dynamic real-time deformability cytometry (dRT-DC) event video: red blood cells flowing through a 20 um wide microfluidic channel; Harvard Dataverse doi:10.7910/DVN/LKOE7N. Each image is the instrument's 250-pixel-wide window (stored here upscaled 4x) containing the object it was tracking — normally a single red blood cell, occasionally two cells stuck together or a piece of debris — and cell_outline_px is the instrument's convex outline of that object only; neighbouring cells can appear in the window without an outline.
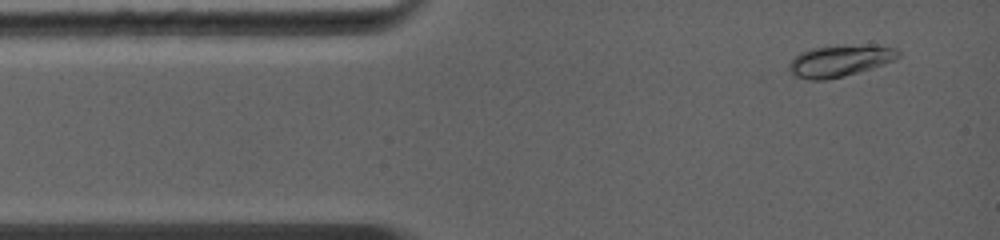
{"species": "common noctule bat (a hibernating species)", "species_latin": "Nyctalus noctula", "temperature_condition": "warm", "stored_images_in_passage": 33, "camera_frame_rate_fps": 5000, "um_per_image_px": 0.085, "animal": {"sex": "female", "body_mass_g": 19.0, "forearm_length_mm": 56.7}, "frame": {"image": 1, "passage_image": 2, "time_ms": 0.4, "image_size_px": [1000, 240], "cell_outline_px": [[900, 56], [892, 60], [872, 68], [844, 76], [824, 80], [812, 80], [796, 76], [792, 72], [788, 64], [800, 52], [812, 48], [892, 48], [900, 52]], "centroid_in_image_um": [71.29, 5.24], "position_along_channel_um": 13.7, "area_um2": 18.5}}
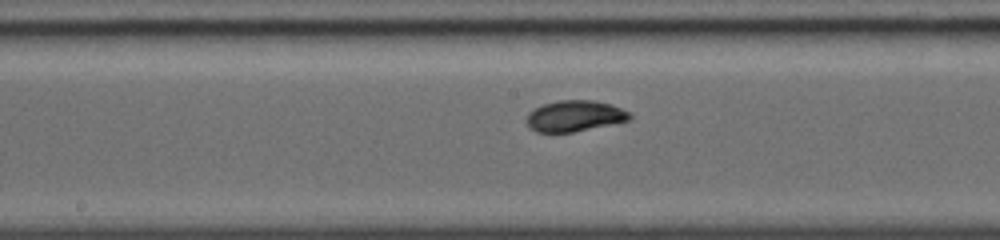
{"frame": {"image": 2, "passage_image": 15, "time_ms": 5.8, "image_size_px": [1000, 240], "cell_outline_px": [[632, 120], [572, 132], [536, 132], [528, 124], [528, 112], [544, 104], [560, 100], [592, 100], [612, 104], [628, 112], [632, 116]], "centroid_in_image_um": [48.89, 9.85], "position_along_channel_um": 199.3, "area_um2": 18.44}}
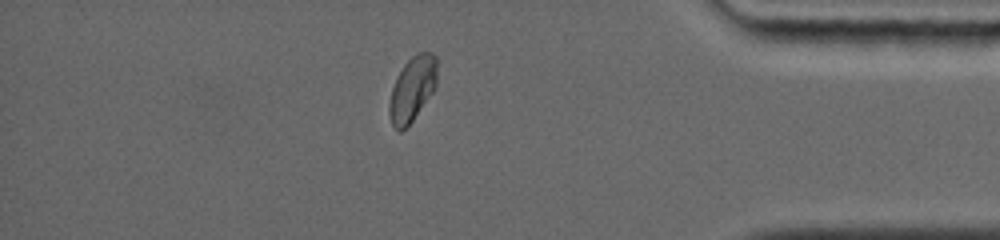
{"frame": {"image": 3, "passage_image": 28, "time_ms": 11.0, "image_size_px": [1000, 240], "cell_outline_px": [[436, 84], [432, 92], [412, 120], [400, 132], [396, 132], [392, 124], [388, 112], [388, 104], [392, 88], [396, 76], [404, 64], [416, 52], [432, 52], [436, 56]], "centroid_in_image_um": [35.01, 7.54], "position_along_channel_um": 400.2, "area_um2": 17.92}, "authors_computed_cell_mechanics": {"area_um2": 18.4382, "velocity_mm_per_s": 4.4061, "shape_relaxation_time_tau1_ms": 2.094, "shape_relaxation_time_tau2_ms": null, "deformation_change_tau1": 0.1174, "deformation_change_tau2": null}}